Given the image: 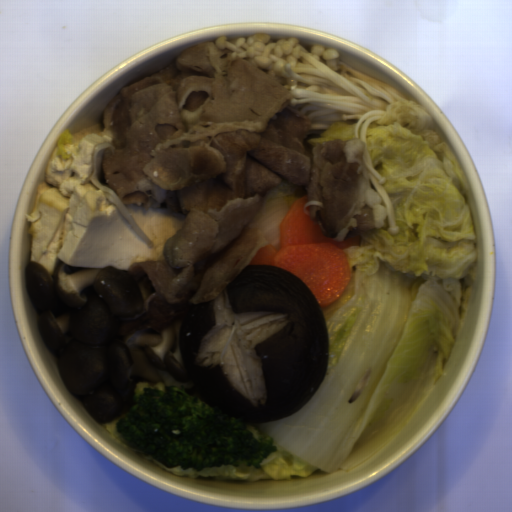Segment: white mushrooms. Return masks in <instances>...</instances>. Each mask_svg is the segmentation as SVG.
Returning a JSON list of instances; mask_svg holds the SVG:
<instances>
[{
	"instance_id": "1",
	"label": "white mushrooms",
	"mask_w": 512,
	"mask_h": 512,
	"mask_svg": "<svg viewBox=\"0 0 512 512\" xmlns=\"http://www.w3.org/2000/svg\"><path fill=\"white\" fill-rule=\"evenodd\" d=\"M62 225L37 262L27 263L24 291L38 316L44 346L59 376L99 423L129 414L140 382L197 394L181 359L179 316L160 331L120 335L145 312L130 272L114 266L76 268L57 257ZM198 395V394H197Z\"/></svg>"
}]
</instances>
